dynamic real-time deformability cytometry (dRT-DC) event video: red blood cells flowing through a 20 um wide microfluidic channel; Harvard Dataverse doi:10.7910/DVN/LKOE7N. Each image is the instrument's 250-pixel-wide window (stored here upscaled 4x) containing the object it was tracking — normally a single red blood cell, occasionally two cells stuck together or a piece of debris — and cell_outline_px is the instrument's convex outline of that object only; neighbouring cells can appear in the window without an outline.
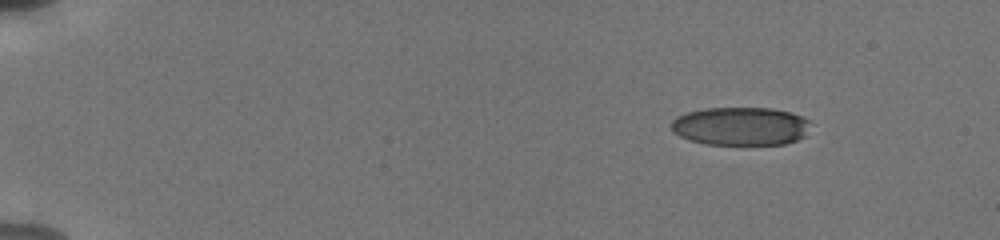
{"species": "human", "species_latin": "Homo sapiens", "temperature_condition": "cold", "stored_images_in_passage": 44, "camera_frame_rate_fps": 3000, "um_per_image_px": 0.085, "donor": {"sex": "male"}, "frame": {"image": 1, "passage_image": 1, "time_ms": 0.0, "image_size_px": [1000, 240], "cell_outline_px": [[812, 120], [804, 136], [796, 140], [784, 144], [704, 144], [688, 140], [672, 132], [672, 120], [676, 116], [688, 112], [704, 108], [772, 108], [788, 112]], "centroid_in_image_um": [62.93, 10.72], "position_along_channel_um": 22.1, "area_um2": 31.15}}
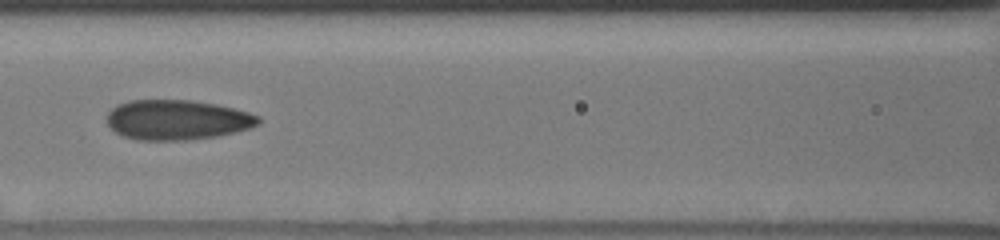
{"frame": {"image": 2, "passage_image": 16, "time_ms": 5.0, "image_size_px": [1000, 240], "cell_outline_px": [[260, 124], [248, 128], [216, 136], [184, 140], [140, 140], [124, 136], [116, 132], [108, 124], [108, 112], [116, 104], [128, 100], [192, 100], [216, 104], [248, 112], [260, 116]], "centroid_in_image_um": [15.04, 10.17], "position_along_channel_um": 151.6, "area_um2": 35.08}}
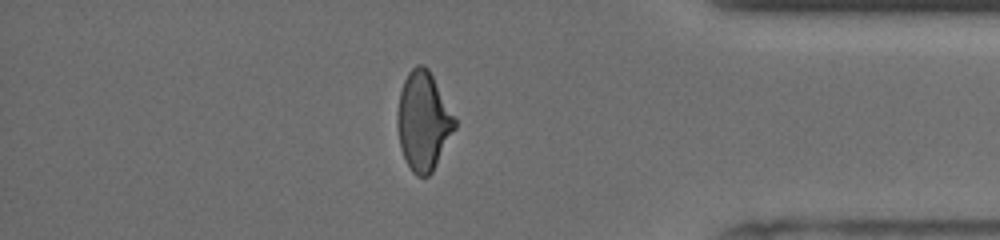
{"frame": {"image": 3, "passage_image": 37, "time_ms": 12.0, "image_size_px": [1000, 240], "cell_outline_px": [[456, 128], [432, 172], [428, 176], [416, 176], [412, 172], [400, 148], [396, 124], [396, 112], [400, 92], [404, 80], [408, 72], [416, 64], [424, 64], [428, 68], [456, 120]], "centroid_in_image_um": [35.96, 10.29], "position_along_channel_um": 399.2, "area_um2": 32.95}, "authors_computed_cell_mechanics": {"area_um2": 34.2176, "velocity_mm_per_s": 3.8291, "shape_relaxation_time_tau1_ms": 10.0084, "shape_relaxation_time_tau2_ms": 1.5926, "deformation_change_tau1": 0.2112, "deformation_change_tau2": 0.0882}}